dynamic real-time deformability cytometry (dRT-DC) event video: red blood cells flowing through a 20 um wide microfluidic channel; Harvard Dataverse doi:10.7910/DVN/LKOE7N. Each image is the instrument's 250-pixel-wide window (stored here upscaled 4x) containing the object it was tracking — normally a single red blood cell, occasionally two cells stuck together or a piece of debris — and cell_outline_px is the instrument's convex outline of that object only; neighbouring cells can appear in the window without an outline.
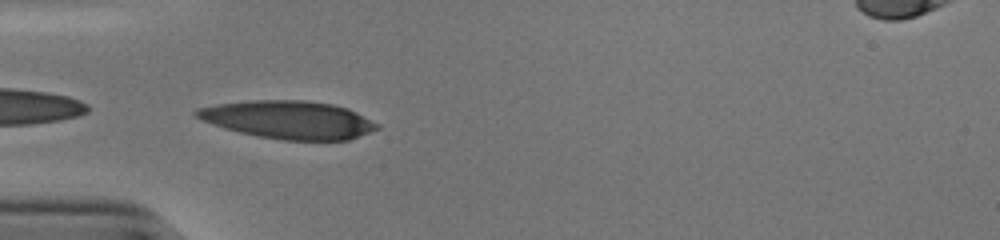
{"species": "human", "species_latin": "Homo sapiens", "temperature_condition": "cold", "stored_images_in_passage": 37, "camera_frame_rate_fps": 3000, "um_per_image_px": 0.085, "donor": {"sex": "male"}, "frame": {"image": 1, "passage_image": 1, "time_ms": 0.0, "image_size_px": [1000, 240], "cell_outline_px": [[380, 128], [348, 140], [284, 140], [256, 136], [224, 128], [200, 120], [192, 112], [196, 108], [216, 104], [252, 100], [304, 100], [332, 104], [348, 108], [380, 124]], "centroid_in_image_um": [24.5, 10.17], "position_along_channel_um": 60.5, "area_um2": 40.06}}
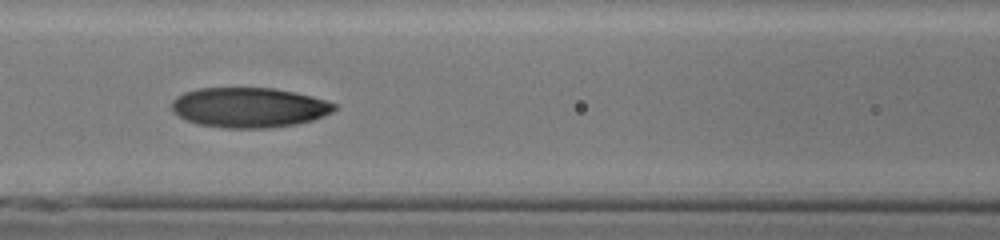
{"frame": {"image": 2, "passage_image": 8, "time_ms": 2.333, "image_size_px": [1000, 240], "cell_outline_px": [[336, 108], [332, 112], [312, 120], [296, 124], [268, 128], [224, 128], [196, 124], [172, 112], [172, 100], [176, 96], [184, 92], [196, 88], [272, 88], [296, 92], [312, 96], [336, 104]], "centroid_in_image_um": [21.14, 9.13], "position_along_channel_um": 145.5, "area_um2": 37.97}}
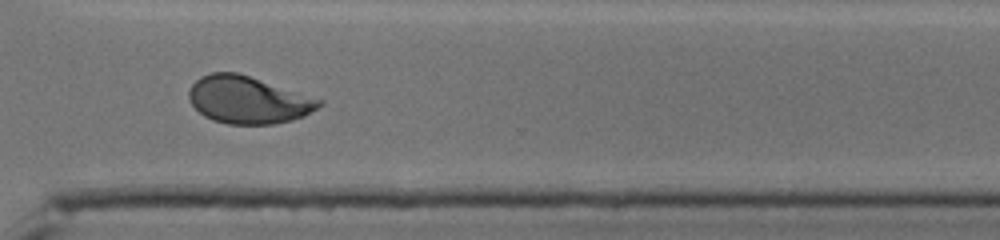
{"frame": {"image": 3, "passage_image": 24, "time_ms": 7.667, "image_size_px": [1000, 240], "cell_outline_px": [[324, 100], [316, 108], [304, 116], [292, 120], [272, 124], [228, 124], [212, 120], [204, 116], [188, 100], [188, 92], [192, 84], [200, 76], [208, 72], [236, 72]], "centroid_in_image_um": [21.04, 8.49], "position_along_channel_um": 349.6, "area_um2": 35.72}, "authors_computed_cell_mechanics": {"area_um2": 37.5122, "velocity_mm_per_s": 3.8336, "shape_relaxation_time_tau1_ms": 5.7899, "shape_relaxation_time_tau2_ms": 1.514, "deformation_change_tau1": 0.2213, "deformation_change_tau2": 0.0618}}